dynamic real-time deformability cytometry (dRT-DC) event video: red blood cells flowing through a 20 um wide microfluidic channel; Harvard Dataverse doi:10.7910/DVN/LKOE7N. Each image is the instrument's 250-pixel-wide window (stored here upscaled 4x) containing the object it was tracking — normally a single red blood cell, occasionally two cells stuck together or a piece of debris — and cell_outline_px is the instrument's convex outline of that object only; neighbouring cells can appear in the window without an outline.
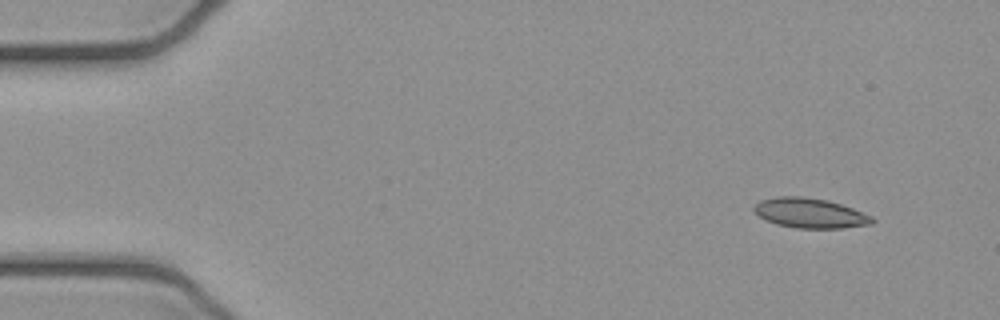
{"species": "common noctule bat (a hibernating species)", "species_latin": "Nyctalus noctula", "temperature_condition": "cold", "stored_images_in_passage": 4, "camera_frame_rate_fps": 3000, "um_per_image_px": 0.085, "animal": {"sex": "female", "body_mass_g": 21.9}, "frame": {"image": 1, "passage_image": 1, "time_ms": 0.0, "image_size_px": [1000, 320], "cell_outline_px": [[876, 220], [872, 224], [844, 228], [796, 228], [776, 224], [764, 220], [752, 208], [760, 200], [776, 196], [800, 196], [828, 200], [852, 208], [872, 216]], "centroid_in_image_um": [68.85, 18.11], "position_along_channel_um": 16.1, "area_um2": 20.63}}
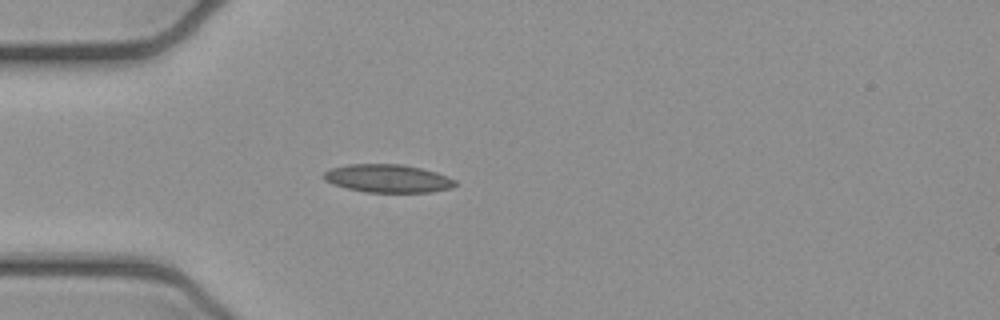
{"frame": {"image": 2, "passage_image": 4, "time_ms": 1.0, "image_size_px": [1000, 320], "cell_outline_px": [[456, 184], [452, 188], [432, 192], [364, 192], [332, 184], [324, 180], [324, 172], [332, 168], [348, 164], [404, 164], [436, 172], [448, 176], [456, 180]], "centroid_in_image_um": [32.98, 15.17], "position_along_channel_um": 52.0, "area_um2": 21.56}}